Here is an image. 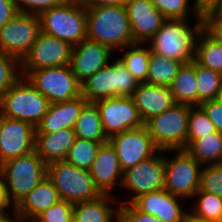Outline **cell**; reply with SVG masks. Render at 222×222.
I'll return each mask as SVG.
<instances>
[{
	"instance_id": "cell-3",
	"label": "cell",
	"mask_w": 222,
	"mask_h": 222,
	"mask_svg": "<svg viewBox=\"0 0 222 222\" xmlns=\"http://www.w3.org/2000/svg\"><path fill=\"white\" fill-rule=\"evenodd\" d=\"M86 15L82 2L64 0L39 15L41 31L75 46L87 38Z\"/></svg>"
},
{
	"instance_id": "cell-27",
	"label": "cell",
	"mask_w": 222,
	"mask_h": 222,
	"mask_svg": "<svg viewBox=\"0 0 222 222\" xmlns=\"http://www.w3.org/2000/svg\"><path fill=\"white\" fill-rule=\"evenodd\" d=\"M194 61L202 67L222 73V42L214 38L205 28L197 37Z\"/></svg>"
},
{
	"instance_id": "cell-37",
	"label": "cell",
	"mask_w": 222,
	"mask_h": 222,
	"mask_svg": "<svg viewBox=\"0 0 222 222\" xmlns=\"http://www.w3.org/2000/svg\"><path fill=\"white\" fill-rule=\"evenodd\" d=\"M21 76L20 61L0 50V96L4 94Z\"/></svg>"
},
{
	"instance_id": "cell-29",
	"label": "cell",
	"mask_w": 222,
	"mask_h": 222,
	"mask_svg": "<svg viewBox=\"0 0 222 222\" xmlns=\"http://www.w3.org/2000/svg\"><path fill=\"white\" fill-rule=\"evenodd\" d=\"M183 64L150 50L147 80L144 83L169 87Z\"/></svg>"
},
{
	"instance_id": "cell-21",
	"label": "cell",
	"mask_w": 222,
	"mask_h": 222,
	"mask_svg": "<svg viewBox=\"0 0 222 222\" xmlns=\"http://www.w3.org/2000/svg\"><path fill=\"white\" fill-rule=\"evenodd\" d=\"M131 97L144 123L176 104L170 88L163 85L139 83Z\"/></svg>"
},
{
	"instance_id": "cell-48",
	"label": "cell",
	"mask_w": 222,
	"mask_h": 222,
	"mask_svg": "<svg viewBox=\"0 0 222 222\" xmlns=\"http://www.w3.org/2000/svg\"><path fill=\"white\" fill-rule=\"evenodd\" d=\"M12 210L0 213V222H24L20 217V215L18 214V212L16 211V209L13 208Z\"/></svg>"
},
{
	"instance_id": "cell-22",
	"label": "cell",
	"mask_w": 222,
	"mask_h": 222,
	"mask_svg": "<svg viewBox=\"0 0 222 222\" xmlns=\"http://www.w3.org/2000/svg\"><path fill=\"white\" fill-rule=\"evenodd\" d=\"M87 103V100L81 95L69 101L49 104L47 113L35 130L39 134H48L65 128L74 129L76 120Z\"/></svg>"
},
{
	"instance_id": "cell-4",
	"label": "cell",
	"mask_w": 222,
	"mask_h": 222,
	"mask_svg": "<svg viewBox=\"0 0 222 222\" xmlns=\"http://www.w3.org/2000/svg\"><path fill=\"white\" fill-rule=\"evenodd\" d=\"M49 104L48 99L21 76L0 96V115L36 127L47 113Z\"/></svg>"
},
{
	"instance_id": "cell-16",
	"label": "cell",
	"mask_w": 222,
	"mask_h": 222,
	"mask_svg": "<svg viewBox=\"0 0 222 222\" xmlns=\"http://www.w3.org/2000/svg\"><path fill=\"white\" fill-rule=\"evenodd\" d=\"M35 127L30 123L0 115V165L34 151Z\"/></svg>"
},
{
	"instance_id": "cell-7",
	"label": "cell",
	"mask_w": 222,
	"mask_h": 222,
	"mask_svg": "<svg viewBox=\"0 0 222 222\" xmlns=\"http://www.w3.org/2000/svg\"><path fill=\"white\" fill-rule=\"evenodd\" d=\"M46 176L53 183L61 200L77 203L96 199L102 194L95 186L89 170L66 160L48 163Z\"/></svg>"
},
{
	"instance_id": "cell-42",
	"label": "cell",
	"mask_w": 222,
	"mask_h": 222,
	"mask_svg": "<svg viewBox=\"0 0 222 222\" xmlns=\"http://www.w3.org/2000/svg\"><path fill=\"white\" fill-rule=\"evenodd\" d=\"M214 124L216 131L222 133V104L216 100H207L199 105Z\"/></svg>"
},
{
	"instance_id": "cell-49",
	"label": "cell",
	"mask_w": 222,
	"mask_h": 222,
	"mask_svg": "<svg viewBox=\"0 0 222 222\" xmlns=\"http://www.w3.org/2000/svg\"><path fill=\"white\" fill-rule=\"evenodd\" d=\"M185 222H217V221L200 219L193 216L190 212H188Z\"/></svg>"
},
{
	"instance_id": "cell-51",
	"label": "cell",
	"mask_w": 222,
	"mask_h": 222,
	"mask_svg": "<svg viewBox=\"0 0 222 222\" xmlns=\"http://www.w3.org/2000/svg\"><path fill=\"white\" fill-rule=\"evenodd\" d=\"M215 10L222 13V3Z\"/></svg>"
},
{
	"instance_id": "cell-45",
	"label": "cell",
	"mask_w": 222,
	"mask_h": 222,
	"mask_svg": "<svg viewBox=\"0 0 222 222\" xmlns=\"http://www.w3.org/2000/svg\"><path fill=\"white\" fill-rule=\"evenodd\" d=\"M10 207L11 209L15 208L9 198L4 178L0 173V213H4L11 210Z\"/></svg>"
},
{
	"instance_id": "cell-34",
	"label": "cell",
	"mask_w": 222,
	"mask_h": 222,
	"mask_svg": "<svg viewBox=\"0 0 222 222\" xmlns=\"http://www.w3.org/2000/svg\"><path fill=\"white\" fill-rule=\"evenodd\" d=\"M103 143L106 142H94L76 137L65 160L79 168L89 170Z\"/></svg>"
},
{
	"instance_id": "cell-20",
	"label": "cell",
	"mask_w": 222,
	"mask_h": 222,
	"mask_svg": "<svg viewBox=\"0 0 222 222\" xmlns=\"http://www.w3.org/2000/svg\"><path fill=\"white\" fill-rule=\"evenodd\" d=\"M89 172L102 194H113V189L121 187L123 171L109 141L100 145Z\"/></svg>"
},
{
	"instance_id": "cell-28",
	"label": "cell",
	"mask_w": 222,
	"mask_h": 222,
	"mask_svg": "<svg viewBox=\"0 0 222 222\" xmlns=\"http://www.w3.org/2000/svg\"><path fill=\"white\" fill-rule=\"evenodd\" d=\"M185 150L202 166L219 164L222 159V133L216 131L192 141Z\"/></svg>"
},
{
	"instance_id": "cell-44",
	"label": "cell",
	"mask_w": 222,
	"mask_h": 222,
	"mask_svg": "<svg viewBox=\"0 0 222 222\" xmlns=\"http://www.w3.org/2000/svg\"><path fill=\"white\" fill-rule=\"evenodd\" d=\"M17 13L14 0H0V29Z\"/></svg>"
},
{
	"instance_id": "cell-41",
	"label": "cell",
	"mask_w": 222,
	"mask_h": 222,
	"mask_svg": "<svg viewBox=\"0 0 222 222\" xmlns=\"http://www.w3.org/2000/svg\"><path fill=\"white\" fill-rule=\"evenodd\" d=\"M119 222H161L156 216L139 211L132 203L120 205Z\"/></svg>"
},
{
	"instance_id": "cell-33",
	"label": "cell",
	"mask_w": 222,
	"mask_h": 222,
	"mask_svg": "<svg viewBox=\"0 0 222 222\" xmlns=\"http://www.w3.org/2000/svg\"><path fill=\"white\" fill-rule=\"evenodd\" d=\"M195 204L190 208V213L200 219L222 222V198L218 195L196 191L193 196Z\"/></svg>"
},
{
	"instance_id": "cell-38",
	"label": "cell",
	"mask_w": 222,
	"mask_h": 222,
	"mask_svg": "<svg viewBox=\"0 0 222 222\" xmlns=\"http://www.w3.org/2000/svg\"><path fill=\"white\" fill-rule=\"evenodd\" d=\"M200 190L222 198V164L204 165L202 167Z\"/></svg>"
},
{
	"instance_id": "cell-52",
	"label": "cell",
	"mask_w": 222,
	"mask_h": 222,
	"mask_svg": "<svg viewBox=\"0 0 222 222\" xmlns=\"http://www.w3.org/2000/svg\"><path fill=\"white\" fill-rule=\"evenodd\" d=\"M68 1H79V2H83L84 0H68Z\"/></svg>"
},
{
	"instance_id": "cell-12",
	"label": "cell",
	"mask_w": 222,
	"mask_h": 222,
	"mask_svg": "<svg viewBox=\"0 0 222 222\" xmlns=\"http://www.w3.org/2000/svg\"><path fill=\"white\" fill-rule=\"evenodd\" d=\"M40 32L39 15L18 12L0 29V50L21 62Z\"/></svg>"
},
{
	"instance_id": "cell-2",
	"label": "cell",
	"mask_w": 222,
	"mask_h": 222,
	"mask_svg": "<svg viewBox=\"0 0 222 222\" xmlns=\"http://www.w3.org/2000/svg\"><path fill=\"white\" fill-rule=\"evenodd\" d=\"M189 21L166 18L160 30L148 41L150 50L184 64L192 62L197 37L204 28V16L197 18L193 26Z\"/></svg>"
},
{
	"instance_id": "cell-24",
	"label": "cell",
	"mask_w": 222,
	"mask_h": 222,
	"mask_svg": "<svg viewBox=\"0 0 222 222\" xmlns=\"http://www.w3.org/2000/svg\"><path fill=\"white\" fill-rule=\"evenodd\" d=\"M60 199L53 183L46 176L15 206L24 222H32L39 214Z\"/></svg>"
},
{
	"instance_id": "cell-43",
	"label": "cell",
	"mask_w": 222,
	"mask_h": 222,
	"mask_svg": "<svg viewBox=\"0 0 222 222\" xmlns=\"http://www.w3.org/2000/svg\"><path fill=\"white\" fill-rule=\"evenodd\" d=\"M204 28L222 42V13L212 10L204 15Z\"/></svg>"
},
{
	"instance_id": "cell-17",
	"label": "cell",
	"mask_w": 222,
	"mask_h": 222,
	"mask_svg": "<svg viewBox=\"0 0 222 222\" xmlns=\"http://www.w3.org/2000/svg\"><path fill=\"white\" fill-rule=\"evenodd\" d=\"M114 54L106 45L86 38L72 47L69 66L82 83L112 61Z\"/></svg>"
},
{
	"instance_id": "cell-6",
	"label": "cell",
	"mask_w": 222,
	"mask_h": 222,
	"mask_svg": "<svg viewBox=\"0 0 222 222\" xmlns=\"http://www.w3.org/2000/svg\"><path fill=\"white\" fill-rule=\"evenodd\" d=\"M9 198L16 206L47 175V164L35 152L5 161L0 165Z\"/></svg>"
},
{
	"instance_id": "cell-50",
	"label": "cell",
	"mask_w": 222,
	"mask_h": 222,
	"mask_svg": "<svg viewBox=\"0 0 222 222\" xmlns=\"http://www.w3.org/2000/svg\"><path fill=\"white\" fill-rule=\"evenodd\" d=\"M216 100H218L222 104V87L220 88L218 92Z\"/></svg>"
},
{
	"instance_id": "cell-10",
	"label": "cell",
	"mask_w": 222,
	"mask_h": 222,
	"mask_svg": "<svg viewBox=\"0 0 222 222\" xmlns=\"http://www.w3.org/2000/svg\"><path fill=\"white\" fill-rule=\"evenodd\" d=\"M170 151L175 157L165 156L164 189L184 199H192L200 189L203 166L185 149L166 150V153Z\"/></svg>"
},
{
	"instance_id": "cell-36",
	"label": "cell",
	"mask_w": 222,
	"mask_h": 222,
	"mask_svg": "<svg viewBox=\"0 0 222 222\" xmlns=\"http://www.w3.org/2000/svg\"><path fill=\"white\" fill-rule=\"evenodd\" d=\"M216 132L214 124L200 106H191L188 118L187 146L194 140Z\"/></svg>"
},
{
	"instance_id": "cell-11",
	"label": "cell",
	"mask_w": 222,
	"mask_h": 222,
	"mask_svg": "<svg viewBox=\"0 0 222 222\" xmlns=\"http://www.w3.org/2000/svg\"><path fill=\"white\" fill-rule=\"evenodd\" d=\"M166 150H159L151 158L137 163L123 171L121 187L132 195L129 200H122L120 204L132 203L139 196L164 189L165 154Z\"/></svg>"
},
{
	"instance_id": "cell-25",
	"label": "cell",
	"mask_w": 222,
	"mask_h": 222,
	"mask_svg": "<svg viewBox=\"0 0 222 222\" xmlns=\"http://www.w3.org/2000/svg\"><path fill=\"white\" fill-rule=\"evenodd\" d=\"M75 139L74 129L65 128L48 134H39L35 130L34 151L46 164L65 160Z\"/></svg>"
},
{
	"instance_id": "cell-5",
	"label": "cell",
	"mask_w": 222,
	"mask_h": 222,
	"mask_svg": "<svg viewBox=\"0 0 222 222\" xmlns=\"http://www.w3.org/2000/svg\"><path fill=\"white\" fill-rule=\"evenodd\" d=\"M115 59L81 83V95L87 102L117 96L131 97L137 89L139 82Z\"/></svg>"
},
{
	"instance_id": "cell-47",
	"label": "cell",
	"mask_w": 222,
	"mask_h": 222,
	"mask_svg": "<svg viewBox=\"0 0 222 222\" xmlns=\"http://www.w3.org/2000/svg\"><path fill=\"white\" fill-rule=\"evenodd\" d=\"M127 0H84L82 3L86 7L95 6H122L126 4Z\"/></svg>"
},
{
	"instance_id": "cell-40",
	"label": "cell",
	"mask_w": 222,
	"mask_h": 222,
	"mask_svg": "<svg viewBox=\"0 0 222 222\" xmlns=\"http://www.w3.org/2000/svg\"><path fill=\"white\" fill-rule=\"evenodd\" d=\"M64 0H14L18 12L40 15L49 8L60 5Z\"/></svg>"
},
{
	"instance_id": "cell-15",
	"label": "cell",
	"mask_w": 222,
	"mask_h": 222,
	"mask_svg": "<svg viewBox=\"0 0 222 222\" xmlns=\"http://www.w3.org/2000/svg\"><path fill=\"white\" fill-rule=\"evenodd\" d=\"M72 47L68 42L41 31L29 53L20 62L21 70L68 65Z\"/></svg>"
},
{
	"instance_id": "cell-39",
	"label": "cell",
	"mask_w": 222,
	"mask_h": 222,
	"mask_svg": "<svg viewBox=\"0 0 222 222\" xmlns=\"http://www.w3.org/2000/svg\"><path fill=\"white\" fill-rule=\"evenodd\" d=\"M74 203L59 200L39 214L32 222H73Z\"/></svg>"
},
{
	"instance_id": "cell-23",
	"label": "cell",
	"mask_w": 222,
	"mask_h": 222,
	"mask_svg": "<svg viewBox=\"0 0 222 222\" xmlns=\"http://www.w3.org/2000/svg\"><path fill=\"white\" fill-rule=\"evenodd\" d=\"M116 198L112 194H101L96 199L74 203L73 222H119L121 204Z\"/></svg>"
},
{
	"instance_id": "cell-14",
	"label": "cell",
	"mask_w": 222,
	"mask_h": 222,
	"mask_svg": "<svg viewBox=\"0 0 222 222\" xmlns=\"http://www.w3.org/2000/svg\"><path fill=\"white\" fill-rule=\"evenodd\" d=\"M108 141L116 151L122 171L151 158L159 151L145 125L115 134Z\"/></svg>"
},
{
	"instance_id": "cell-46",
	"label": "cell",
	"mask_w": 222,
	"mask_h": 222,
	"mask_svg": "<svg viewBox=\"0 0 222 222\" xmlns=\"http://www.w3.org/2000/svg\"><path fill=\"white\" fill-rule=\"evenodd\" d=\"M192 3L196 10L204 16L206 13L215 10L222 3V0H195Z\"/></svg>"
},
{
	"instance_id": "cell-13",
	"label": "cell",
	"mask_w": 222,
	"mask_h": 222,
	"mask_svg": "<svg viewBox=\"0 0 222 222\" xmlns=\"http://www.w3.org/2000/svg\"><path fill=\"white\" fill-rule=\"evenodd\" d=\"M94 104L108 139L115 134L144 125L132 97H110L98 100Z\"/></svg>"
},
{
	"instance_id": "cell-35",
	"label": "cell",
	"mask_w": 222,
	"mask_h": 222,
	"mask_svg": "<svg viewBox=\"0 0 222 222\" xmlns=\"http://www.w3.org/2000/svg\"><path fill=\"white\" fill-rule=\"evenodd\" d=\"M165 18L188 20L192 15L194 20L201 14L196 10L191 0H150ZM191 4V5H190Z\"/></svg>"
},
{
	"instance_id": "cell-1",
	"label": "cell",
	"mask_w": 222,
	"mask_h": 222,
	"mask_svg": "<svg viewBox=\"0 0 222 222\" xmlns=\"http://www.w3.org/2000/svg\"><path fill=\"white\" fill-rule=\"evenodd\" d=\"M87 38L113 52L134 44L125 5L86 7Z\"/></svg>"
},
{
	"instance_id": "cell-19",
	"label": "cell",
	"mask_w": 222,
	"mask_h": 222,
	"mask_svg": "<svg viewBox=\"0 0 222 222\" xmlns=\"http://www.w3.org/2000/svg\"><path fill=\"white\" fill-rule=\"evenodd\" d=\"M126 9L135 43L147 44L166 19L150 0H127Z\"/></svg>"
},
{
	"instance_id": "cell-31",
	"label": "cell",
	"mask_w": 222,
	"mask_h": 222,
	"mask_svg": "<svg viewBox=\"0 0 222 222\" xmlns=\"http://www.w3.org/2000/svg\"><path fill=\"white\" fill-rule=\"evenodd\" d=\"M118 51L124 52L123 55L117 57V59L126 67V69L139 83H144L147 80L148 74L150 58L149 46L147 44L135 43Z\"/></svg>"
},
{
	"instance_id": "cell-18",
	"label": "cell",
	"mask_w": 222,
	"mask_h": 222,
	"mask_svg": "<svg viewBox=\"0 0 222 222\" xmlns=\"http://www.w3.org/2000/svg\"><path fill=\"white\" fill-rule=\"evenodd\" d=\"M182 200L185 199L161 189L139 196L132 204L139 211L156 216L161 222H185L189 211L182 208Z\"/></svg>"
},
{
	"instance_id": "cell-9",
	"label": "cell",
	"mask_w": 222,
	"mask_h": 222,
	"mask_svg": "<svg viewBox=\"0 0 222 222\" xmlns=\"http://www.w3.org/2000/svg\"><path fill=\"white\" fill-rule=\"evenodd\" d=\"M21 75L46 97L50 104L81 96V83L69 64L37 70H21Z\"/></svg>"
},
{
	"instance_id": "cell-8",
	"label": "cell",
	"mask_w": 222,
	"mask_h": 222,
	"mask_svg": "<svg viewBox=\"0 0 222 222\" xmlns=\"http://www.w3.org/2000/svg\"><path fill=\"white\" fill-rule=\"evenodd\" d=\"M191 105L176 103L144 125L159 150H177L187 147L188 118Z\"/></svg>"
},
{
	"instance_id": "cell-30",
	"label": "cell",
	"mask_w": 222,
	"mask_h": 222,
	"mask_svg": "<svg viewBox=\"0 0 222 222\" xmlns=\"http://www.w3.org/2000/svg\"><path fill=\"white\" fill-rule=\"evenodd\" d=\"M76 137L94 142H108L104 134L99 111L94 103L88 102L76 120Z\"/></svg>"
},
{
	"instance_id": "cell-26",
	"label": "cell",
	"mask_w": 222,
	"mask_h": 222,
	"mask_svg": "<svg viewBox=\"0 0 222 222\" xmlns=\"http://www.w3.org/2000/svg\"><path fill=\"white\" fill-rule=\"evenodd\" d=\"M176 103L197 106L196 62L183 64L169 86Z\"/></svg>"
},
{
	"instance_id": "cell-32",
	"label": "cell",
	"mask_w": 222,
	"mask_h": 222,
	"mask_svg": "<svg viewBox=\"0 0 222 222\" xmlns=\"http://www.w3.org/2000/svg\"><path fill=\"white\" fill-rule=\"evenodd\" d=\"M197 106L201 102L217 98L222 87V73L196 63Z\"/></svg>"
}]
</instances>
